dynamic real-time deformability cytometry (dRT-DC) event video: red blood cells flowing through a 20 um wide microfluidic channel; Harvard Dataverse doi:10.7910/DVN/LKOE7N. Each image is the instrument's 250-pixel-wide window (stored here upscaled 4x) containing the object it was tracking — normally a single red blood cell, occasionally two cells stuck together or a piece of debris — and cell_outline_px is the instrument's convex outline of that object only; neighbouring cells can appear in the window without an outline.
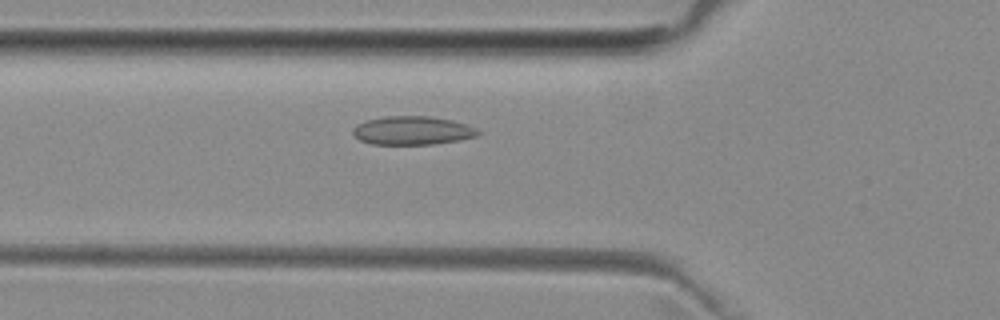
{"species": "common noctule bat (a hibernating species)", "species_latin": "Nyctalus noctula", "temperature_condition": "room temperature", "stored_images_in_passage": 7, "camera_frame_rate_fps": 3000, "um_per_image_px": 0.085, "animal": {"sex": "female", "body_mass_g": 29.2, "forearm_length_mm": 56.3}, "frame": {"image": 1, "passage_image": 7, "time_ms": 7.0, "image_size_px": [1000, 320], "cell_outline_px": [[480, 132], [476, 136], [460, 140], [432, 144], [372, 144], [360, 140], [352, 132], [352, 128], [356, 124], [364, 120], [388, 116], [428, 116], [452, 120], [476, 128]], "centroid_in_image_um": [35.02, 11.09], "position_along_channel_um": 90.8, "area_um2": 20.75}}